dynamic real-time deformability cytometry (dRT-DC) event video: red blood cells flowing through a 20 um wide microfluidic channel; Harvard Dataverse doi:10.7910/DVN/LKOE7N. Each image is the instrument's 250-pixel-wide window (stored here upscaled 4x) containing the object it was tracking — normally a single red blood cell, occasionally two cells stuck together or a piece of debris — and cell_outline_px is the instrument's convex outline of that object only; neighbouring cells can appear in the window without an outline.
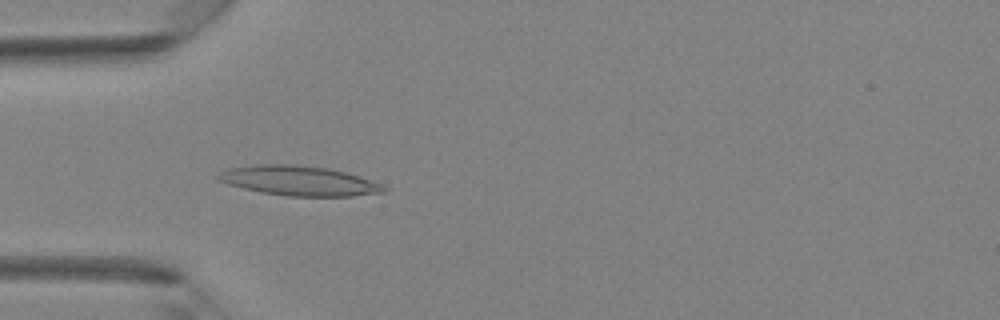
{"species": "Egyptian fruit bat (a non-hibernating species)", "species_latin": "Rousettus aegyptiacus", "temperature_condition": "room temperature", "stored_images_in_passage": 32, "camera_frame_rate_fps": 3000, "um_per_image_px": 0.085, "animal": {"sex": "female"}, "frame": {"image": 1, "passage_image": 3, "time_ms": 0.667, "image_size_px": [1000, 320], "cell_outline_px": [[388, 192], [352, 196], [288, 196], [260, 192], [228, 184], [216, 180], [216, 176], [220, 172], [228, 168], [256, 164], [296, 164], [328, 168], [348, 172], [380, 184], [388, 188]], "centroid_in_image_um": [25.41, 15.36], "position_along_channel_um": 59.6, "area_um2": 28.9}}
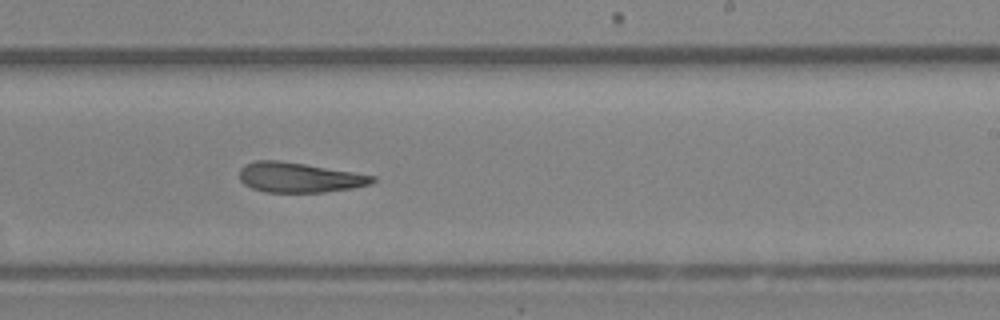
{"frame": {"image": 2, "passage_image": 16, "time_ms": 5.0, "image_size_px": [1000, 320], "cell_outline_px": [[376, 180], [372, 184], [352, 188], [324, 192], [264, 192], [252, 188], [244, 184], [240, 180], [240, 168], [244, 164], [256, 160], [280, 160], [376, 176]], "centroid_in_image_um": [25.41, 15.08], "position_along_channel_um": 263.6, "area_um2": 23.18}}
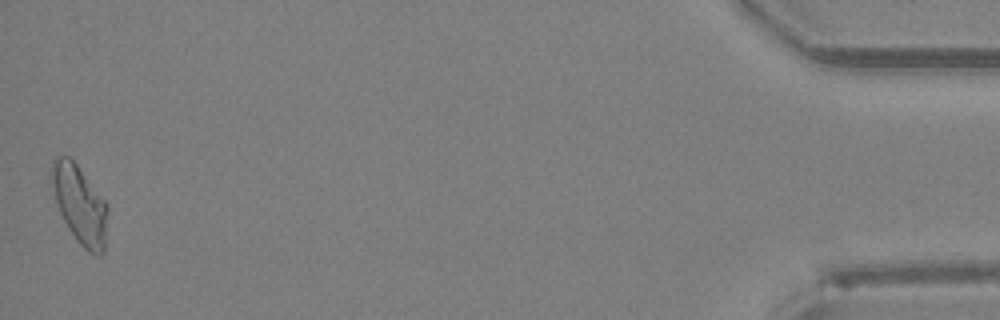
{"frame": {"image": 3, "passage_image": 32, "time_ms": 10.333, "image_size_px": [1000, 320], "cell_outline_px": [[108, 212], [104, 252], [100, 256], [96, 256], [88, 252], [76, 240], [68, 228], [56, 204], [48, 172], [52, 160], [56, 156], [68, 156], [76, 164], [108, 204]], "centroid_in_image_um": [6.76, 17.38], "position_along_channel_um": 428.4, "area_um2": 25.89}}